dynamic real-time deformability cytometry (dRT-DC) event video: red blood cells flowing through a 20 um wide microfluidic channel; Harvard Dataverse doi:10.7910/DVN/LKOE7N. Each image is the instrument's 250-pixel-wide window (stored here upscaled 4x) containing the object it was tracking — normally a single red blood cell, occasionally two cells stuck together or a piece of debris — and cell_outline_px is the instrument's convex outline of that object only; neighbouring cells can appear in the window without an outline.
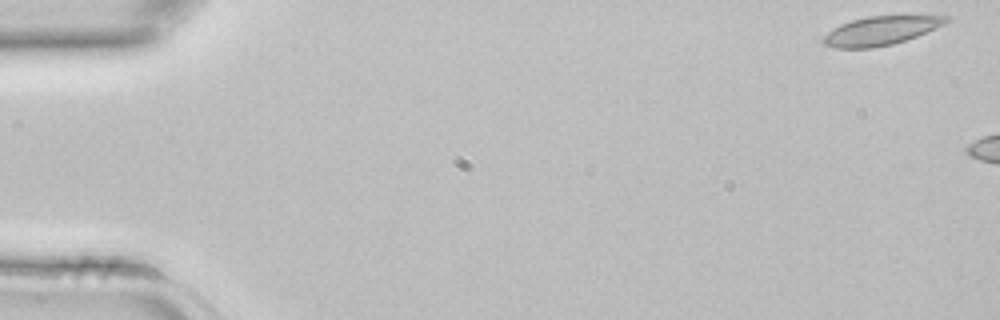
{"species": "common noctule bat (a hibernating species)", "species_latin": "Nyctalus noctula", "temperature_condition": "room temperature", "stored_images_in_passage": 5, "camera_frame_rate_fps": 3000, "um_per_image_px": 0.085, "animal": {"sex": "female", "body_mass_g": 22.7, "forearm_length_mm": 54.2}, "frame": {"image": 1, "passage_image": 1, "time_ms": 0.0, "image_size_px": [1000, 320], "cell_outline_px": [[952, 20], [944, 24], [916, 36], [892, 44], [872, 48], [836, 48], [824, 44], [820, 40], [828, 32], [840, 24], [852, 20], [868, 16], [948, 16]], "centroid_in_image_um": [74.83, 2.61], "position_along_channel_um": 10.2, "area_um2": 20.35}}